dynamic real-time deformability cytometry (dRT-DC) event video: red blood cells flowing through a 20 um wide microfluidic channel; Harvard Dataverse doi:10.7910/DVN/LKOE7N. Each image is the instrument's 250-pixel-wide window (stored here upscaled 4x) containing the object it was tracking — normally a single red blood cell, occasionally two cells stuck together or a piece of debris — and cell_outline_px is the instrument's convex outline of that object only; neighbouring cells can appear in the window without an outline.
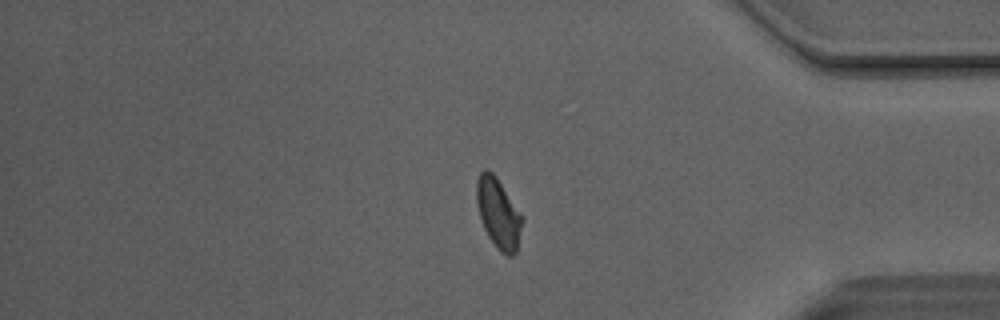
{"species": "Egyptian fruit bat (a non-hibernating species)", "species_latin": "Rousettus aegyptiacus", "temperature_condition": "room temperature", "stored_images_in_passage": 47, "camera_frame_rate_fps": 3000, "um_per_image_px": 0.085, "animal": {"sex": "male"}, "frame": {"image": 1, "passage_image": 39, "time_ms": 12.667, "image_size_px": [1000, 320], "cell_outline_px": [[524, 220], [516, 252], [512, 256], [508, 256], [500, 252], [496, 248], [488, 236], [484, 228], [480, 216], [476, 200], [476, 180], [480, 172], [484, 168], [488, 168], [496, 176], [524, 216]], "centroid_in_image_um": [42.38, 18.11], "position_along_channel_um": 392.8, "area_um2": 18.96}}
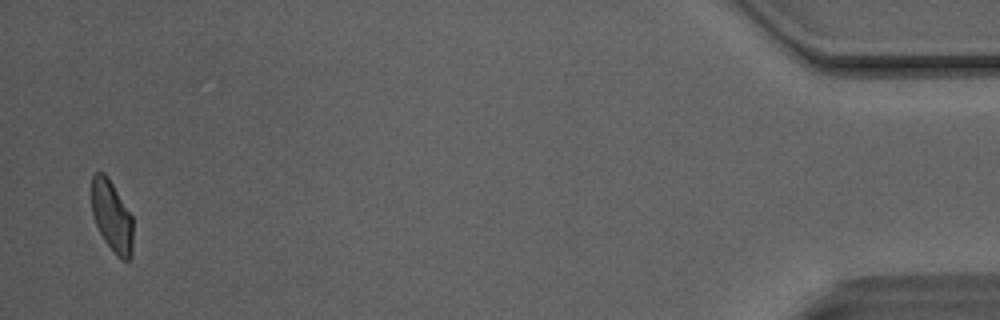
{"frame": {"image": 2, "passage_image": 46, "time_ms": 15.0, "image_size_px": [1000, 320], "cell_outline_px": [[132, 256], [128, 260], [120, 260], [116, 256], [104, 240], [96, 224], [92, 212], [92, 176], [96, 172], [104, 172], [108, 176], [132, 216]], "centroid_in_image_um": [9.51, 18.4], "position_along_channel_um": 425.7, "area_um2": 17.17}, "authors_computed_cell_mechanics": {"area_um2": 18.9584, "velocity_mm_per_s": 4.1285, "shape_relaxation_time_tau1_ms": 3.7377, "shape_relaxation_time_tau2_ms": 1.5269, "deformation_change_tau1": 0.102, "deformation_change_tau2": 0.07}}